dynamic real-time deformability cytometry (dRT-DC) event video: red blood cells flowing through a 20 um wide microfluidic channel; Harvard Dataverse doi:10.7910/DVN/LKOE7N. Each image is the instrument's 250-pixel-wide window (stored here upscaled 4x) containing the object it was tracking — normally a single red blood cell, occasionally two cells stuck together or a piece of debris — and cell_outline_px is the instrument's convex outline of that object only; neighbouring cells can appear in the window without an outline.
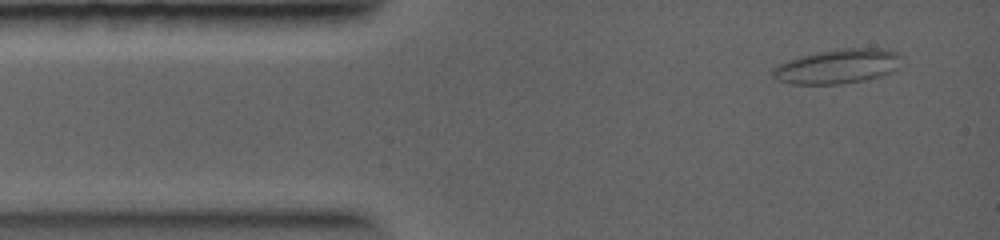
{"species": "common noctule bat (a hibernating species)", "species_latin": "Nyctalus noctula", "temperature_condition": "warm", "stored_images_in_passage": 10, "camera_frame_rate_fps": 5000, "um_per_image_px": 0.085, "animal": {"sex": "female", "body_mass_g": 19.0, "forearm_length_mm": 56.7}, "frame": {"image": 1, "passage_image": 1, "time_ms": 0.0, "image_size_px": [1000, 240], "cell_outline_px": [[904, 56], [900, 68], [892, 72], [880, 76], [864, 80], [840, 84], [792, 84], [776, 80], [772, 76], [772, 68], [776, 64], [800, 56], [816, 52], [840, 48], [880, 48], [896, 52]], "centroid_in_image_um": [71.22, 5.63], "position_along_channel_um": 13.8, "area_um2": 26.36}}
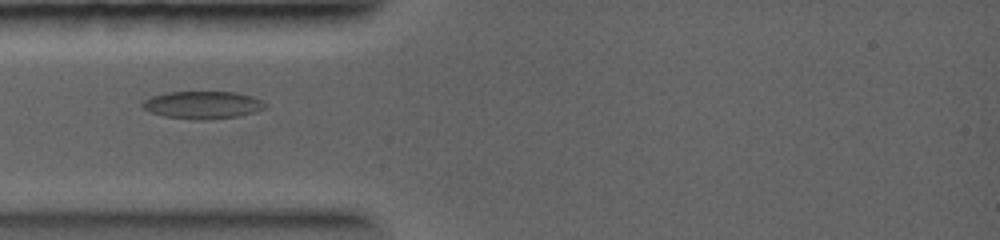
{"frame": {"image": 2, "passage_image": 4, "time_ms": 2.2, "image_size_px": [1000, 240], "cell_outline_px": [[268, 104], [264, 108], [240, 116], [204, 120], [192, 120], [164, 116], [152, 112], [144, 108], [140, 104], [144, 100], [152, 96], [168, 92], [236, 92], [252, 96]], "centroid_in_image_um": [17.22, 8.92], "position_along_channel_um": 67.8, "area_um2": 19.65}}
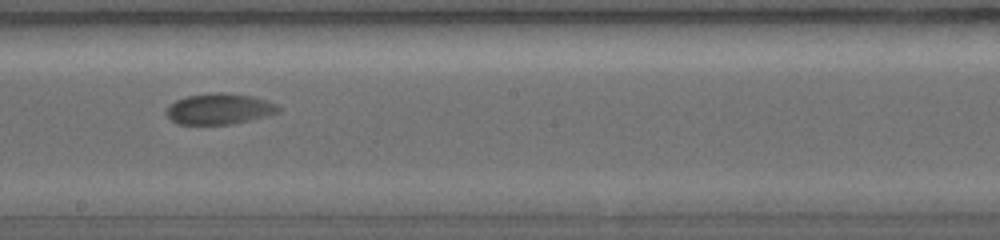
{"frame": {"image": 3, "passage_image": 9, "time_ms": 5.4, "image_size_px": [1000, 240], "cell_outline_px": [[280, 112], [248, 120], [228, 124], [176, 124], [164, 112], [176, 100], [188, 96], [216, 92], [224, 92], [252, 96], [276, 104], [280, 108]], "centroid_in_image_um": [18.63, 9.25], "position_along_channel_um": 229.6, "area_um2": 19.83}}